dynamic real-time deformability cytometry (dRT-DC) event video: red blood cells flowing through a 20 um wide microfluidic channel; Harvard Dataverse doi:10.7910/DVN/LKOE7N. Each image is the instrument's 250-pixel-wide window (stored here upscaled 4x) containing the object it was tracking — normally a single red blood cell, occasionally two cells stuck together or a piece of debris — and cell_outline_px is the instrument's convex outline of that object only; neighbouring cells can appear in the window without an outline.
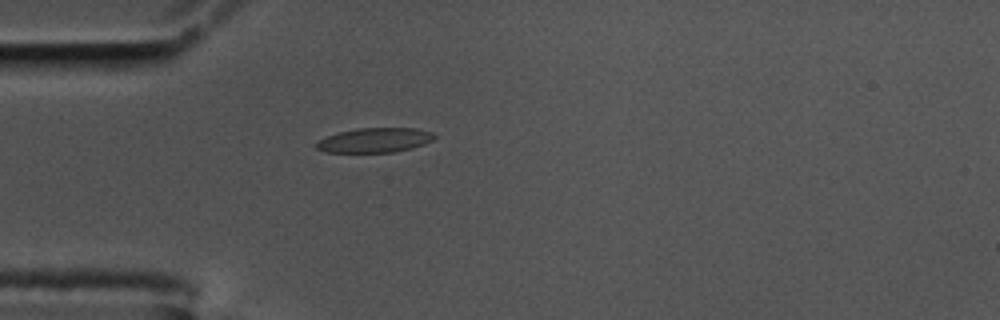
{"species": "common noctule bat (a hibernating species)", "species_latin": "Nyctalus noctula", "temperature_condition": "cold", "stored_images_in_passage": 42, "camera_frame_rate_fps": 3000, "um_per_image_px": 0.085, "animal": {"sex": "male", "body_mass_g": 17.5, "forearm_length_mm": 52.3}, "frame": {"image": 1, "passage_image": 1, "time_ms": 0.0, "image_size_px": [1000, 320], "cell_outline_px": [[436, 136], [432, 140], [424, 144], [412, 148], [396, 152], [324, 152], [316, 148], [316, 144], [320, 140], [328, 136], [340, 132], [356, 128], [416, 128], [432, 132]], "centroid_in_image_um": [31.88, 11.91], "position_along_channel_um": 53.1, "area_um2": 16.82}}
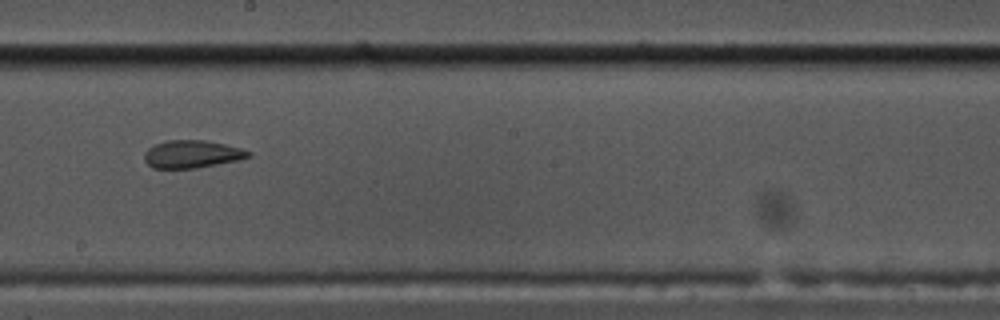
{"frame": {"image": 2, "passage_image": 17, "time_ms": 5.333, "image_size_px": [1000, 320], "cell_outline_px": [[252, 156], [240, 160], [196, 168], [152, 168], [144, 160], [144, 152], [148, 148], [156, 144], [168, 140], [208, 140], [240, 148], [252, 152]], "centroid_in_image_um": [16.34, 13.1], "position_along_channel_um": 231.9, "area_um2": 16.88}}
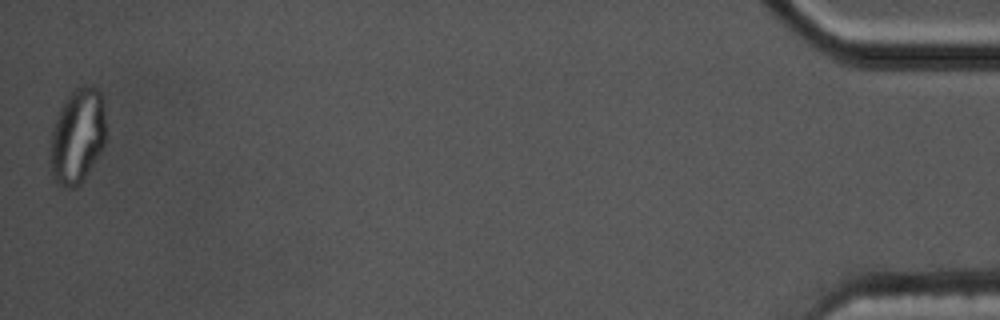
{"frame": {"image": 3, "passage_image": 42, "time_ms": 13.667, "image_size_px": [1000, 320], "cell_outline_px": [[104, 144], [100, 152], [84, 180], [76, 188], [68, 188], [56, 184], [52, 176], [48, 164], [48, 156], [52, 128], [68, 96], [76, 88], [84, 84], [96, 88], [100, 92], [104, 104]], "centroid_in_image_um": [6.54, 11.64], "position_along_channel_um": 428.7, "area_um2": 30.98}, "authors_computed_cell_mechanics": {"area_um2": 17.6868, "velocity_mm_per_s": 3.4885, "shape_relaxation_time_tau1_ms": null, "shape_relaxation_time_tau2_ms": 1.5045, "deformation_change_tau1": null, "deformation_change_tau2": 0.0563}}